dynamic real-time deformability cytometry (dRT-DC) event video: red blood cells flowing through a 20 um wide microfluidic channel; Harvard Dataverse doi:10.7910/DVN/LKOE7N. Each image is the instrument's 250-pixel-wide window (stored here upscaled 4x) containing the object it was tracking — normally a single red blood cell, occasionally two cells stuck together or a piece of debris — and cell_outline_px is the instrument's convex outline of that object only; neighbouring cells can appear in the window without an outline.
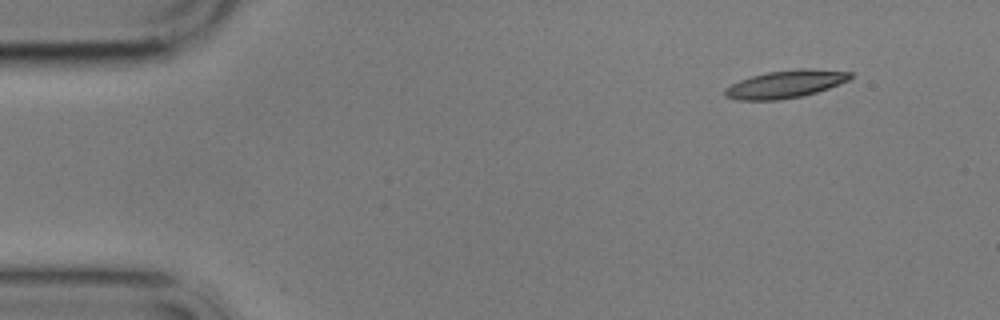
{"species": "common noctule bat (a hibernating species)", "species_latin": "Nyctalus noctula", "temperature_condition": "cold", "stored_images_in_passage": 5, "segment_of_instrument_passage": [1, 2], "camera_frame_rate_fps": 3000, "um_per_image_px": 0.085, "animal": {"sex": "male", "body_mass_g": 17.9}, "frame": {"image": 1, "passage_image": 1, "time_ms": 0.0, "image_size_px": [1000, 320], "cell_outline_px": [[852, 76], [848, 80], [828, 88], [816, 92], [800, 96], [780, 100], [736, 100], [724, 96], [724, 88], [740, 80], [752, 76], [768, 72], [800, 68], [804, 68], [852, 72]], "centroid_in_image_um": [66.73, 7.15], "position_along_channel_um": 18.3, "area_um2": 20.06}}